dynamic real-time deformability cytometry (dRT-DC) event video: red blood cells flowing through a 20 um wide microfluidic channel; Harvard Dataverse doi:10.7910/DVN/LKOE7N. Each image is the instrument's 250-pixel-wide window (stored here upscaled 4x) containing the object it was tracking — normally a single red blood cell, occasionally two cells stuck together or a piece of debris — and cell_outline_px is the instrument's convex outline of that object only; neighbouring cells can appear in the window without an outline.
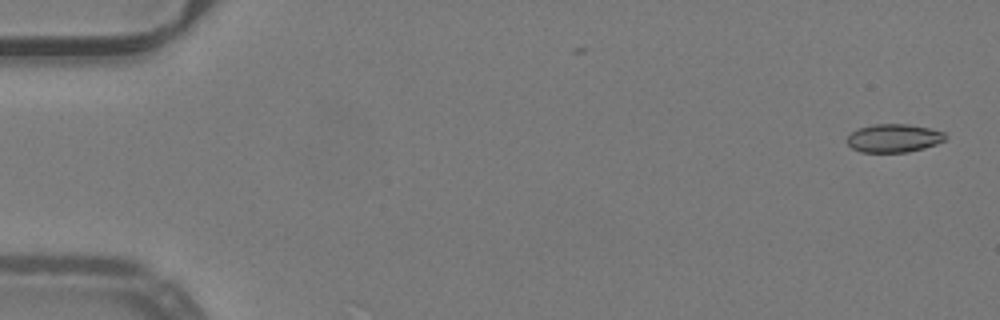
{"species": "common noctule bat (a hibernating species)", "species_latin": "Nyctalus noctula", "temperature_condition": "warm", "stored_images_in_passage": 51, "camera_frame_rate_fps": 3000, "um_per_image_px": 0.085, "animal": {"sex": "male", "body_mass_g": 19.2, "forearm_length_mm": 51.8}, "frame": {"image": 1, "passage_image": 1, "time_ms": 0.0, "image_size_px": [1000, 320], "cell_outline_px": [[948, 136], [944, 140], [936, 144], [924, 148], [908, 152], [860, 152], [852, 148], [844, 140], [856, 128], [872, 124], [908, 124], [928, 128], [944, 132]], "centroid_in_image_um": [75.94, 11.74], "position_along_channel_um": 9.1, "area_um2": 16.36}}
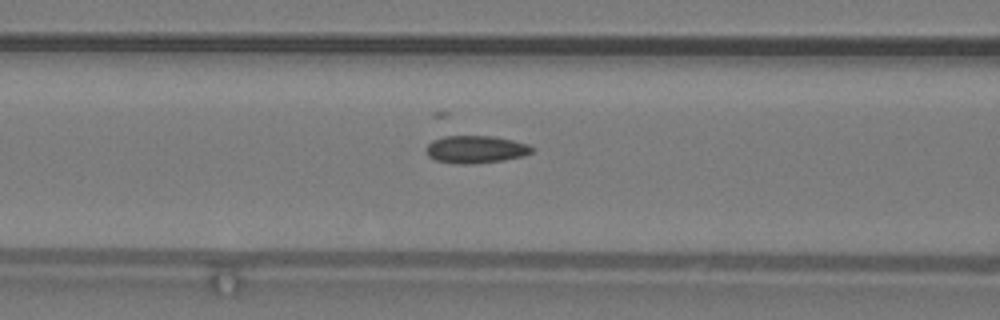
{"frame": {"image": 2, "passage_image": 21, "time_ms": 6.667, "image_size_px": [1000, 320], "cell_outline_px": [[536, 148], [532, 152], [524, 156], [504, 160], [464, 164], [460, 164], [436, 160], [428, 156], [424, 148], [432, 140], [444, 136], [492, 136], [512, 140], [528, 144]], "centroid_in_image_um": [40.44, 12.69], "position_along_channel_um": 126.2, "area_um2": 16.99}}
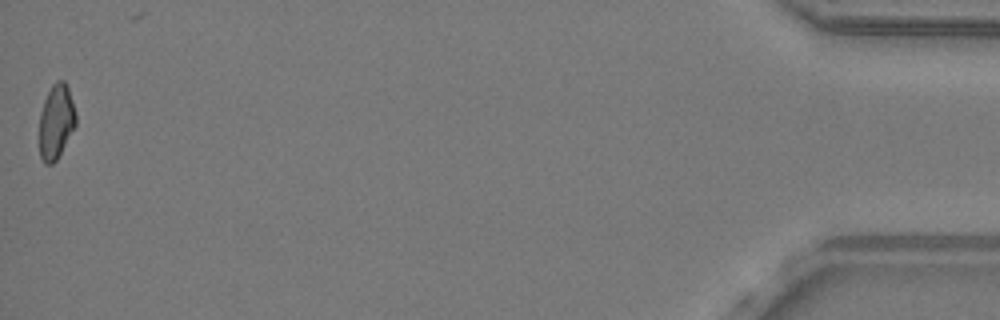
{"frame": {"image": 3, "passage_image": 51, "time_ms": 16.667, "image_size_px": [1000, 320], "cell_outline_px": [[76, 124], [56, 160], [52, 164], [44, 164], [40, 156], [40, 112], [44, 100], [52, 84], [56, 80], [64, 80], [68, 88], [76, 112]], "centroid_in_image_um": [4.77, 10.32], "position_along_channel_um": 430.4, "area_um2": 15.72}, "authors_computed_cell_mechanics": {"area_um2": 16.6464, "velocity_mm_per_s": 4.0327, "shape_relaxation_time_tau1_ms": 3.1515, "shape_relaxation_time_tau2_ms": 2.2587, "deformation_change_tau1": 0.0945, "deformation_change_tau2": 0.0727}}